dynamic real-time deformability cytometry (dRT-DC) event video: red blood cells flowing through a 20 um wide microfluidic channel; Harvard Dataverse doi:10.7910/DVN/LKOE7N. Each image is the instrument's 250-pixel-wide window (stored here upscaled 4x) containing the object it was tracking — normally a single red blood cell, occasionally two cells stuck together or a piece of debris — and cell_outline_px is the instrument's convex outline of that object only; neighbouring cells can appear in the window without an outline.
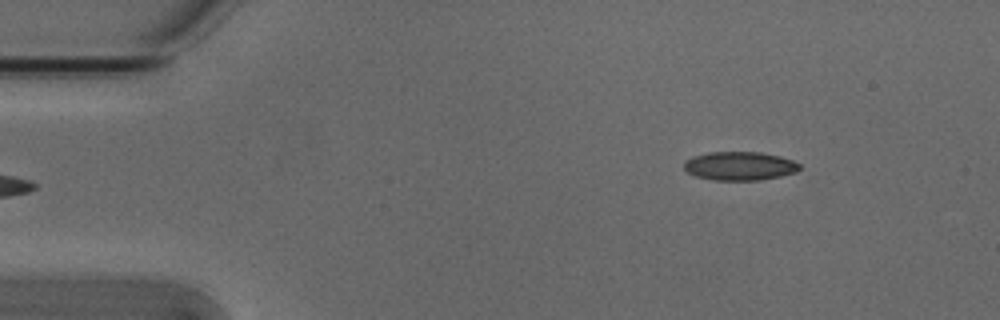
{"species": "Egyptian fruit bat (a non-hibernating species)", "species_latin": "Rousettus aegyptiacus", "temperature_condition": "cold", "stored_images_in_passage": 6, "camera_frame_rate_fps": 3000, "um_per_image_px": 0.085, "animal": {"sex": "male"}, "frame": {"image": 1, "passage_image": 6, "time_ms": 1.667, "image_size_px": [1000, 320], "cell_outline_px": [[800, 168], [796, 172], [780, 176], [760, 180], [712, 180], [696, 176], [688, 172], [684, 168], [684, 160], [692, 156], [708, 152], [760, 152], [780, 156], [792, 160], [800, 164]], "centroid_in_image_um": [62.85, 14.1], "position_along_channel_um": 22.1, "area_um2": 19.36}}